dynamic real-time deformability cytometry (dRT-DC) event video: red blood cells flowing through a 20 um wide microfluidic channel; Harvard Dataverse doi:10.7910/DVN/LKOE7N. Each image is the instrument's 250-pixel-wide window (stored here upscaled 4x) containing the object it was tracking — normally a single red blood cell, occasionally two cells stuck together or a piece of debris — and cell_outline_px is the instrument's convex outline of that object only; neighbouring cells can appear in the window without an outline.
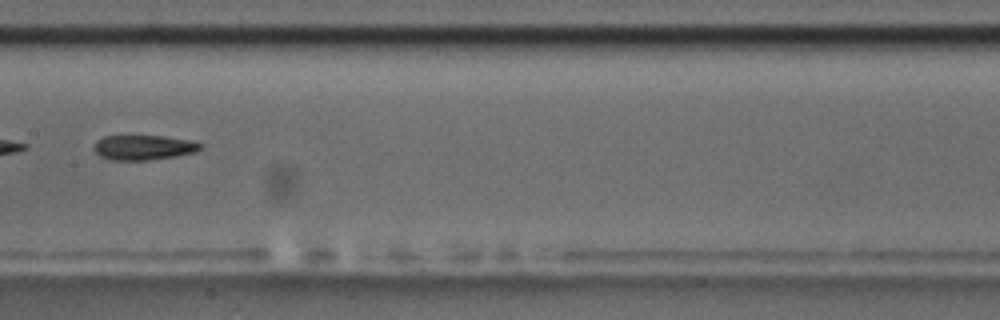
{"species": "common noctule bat (a hibernating species)", "species_latin": "Nyctalus noctula", "temperature_condition": "room temperature", "stored_images_in_passage": 12, "camera_frame_rate_fps": 3000, "um_per_image_px": 0.085, "animal": {"sex": "male", "body_mass_g": 17.5, "forearm_length_mm": 52.3}, "frame": {"image": 1, "passage_image": 6, "time_ms": 6.0, "image_size_px": [1000, 320], "cell_outline_px": [[204, 144], [196, 152], [176, 156], [148, 160], [112, 160], [100, 156], [92, 148], [92, 144], [96, 140], [104, 136], [124, 132], [164, 136], [192, 140]], "centroid_in_image_um": [12.14, 12.47], "position_along_channel_um": 195.3, "area_um2": 16.47}}
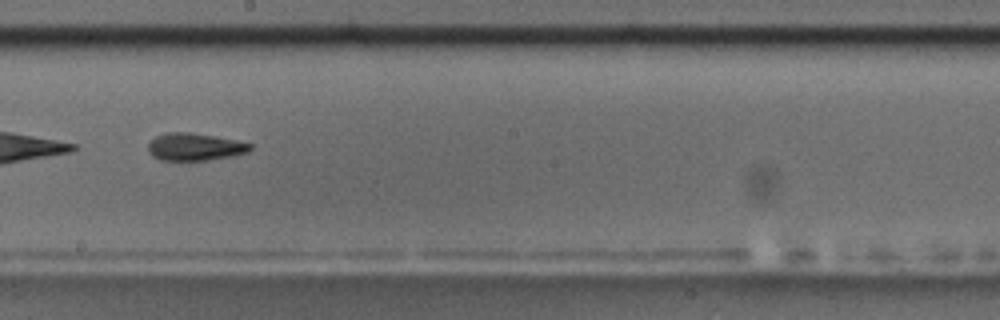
{"frame": {"image": 2, "passage_image": 7, "time_ms": 7.0, "image_size_px": [1000, 320], "cell_outline_px": [[252, 148], [248, 152], [232, 156], [208, 160], [160, 160], [152, 156], [148, 152], [148, 144], [156, 136], [168, 132], [188, 132], [216, 136], [252, 144]], "centroid_in_image_um": [16.54, 12.48], "position_along_channel_um": 231.7, "area_um2": 16.3}, "authors_computed_cell_mechanics": {"area_um2": 16.4441, "velocity_mm_per_s": 3.6483, "shape_relaxation_time_tau1_ms": 3.5123, "shape_relaxation_time_tau2_ms": null, "deformation_change_tau1": 0.1617, "deformation_change_tau2": null}}